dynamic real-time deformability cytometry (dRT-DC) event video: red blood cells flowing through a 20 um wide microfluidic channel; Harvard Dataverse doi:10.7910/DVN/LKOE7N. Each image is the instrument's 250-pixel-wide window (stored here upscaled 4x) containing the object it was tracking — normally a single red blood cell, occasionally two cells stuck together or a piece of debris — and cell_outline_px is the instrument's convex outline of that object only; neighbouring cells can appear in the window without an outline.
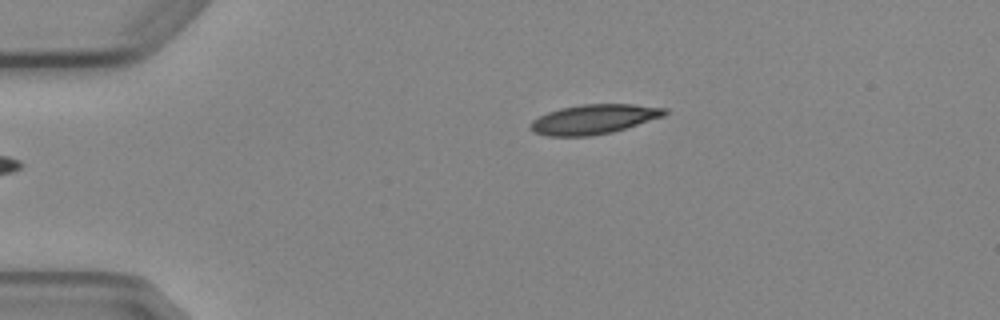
{"species": "Egyptian fruit bat (a non-hibernating species)", "species_latin": "Rousettus aegyptiacus", "temperature_condition": "cold", "stored_images_in_passage": 2, "camera_frame_rate_fps": 3000, "um_per_image_px": 0.085, "animal": {"sex": "female"}, "frame": {"image": 1, "passage_image": 1, "time_ms": 0.0, "image_size_px": [1000, 320], "cell_outline_px": [[668, 112], [664, 116], [612, 132], [592, 136], [548, 136], [532, 132], [528, 128], [528, 124], [532, 120], [548, 112], [560, 108], [580, 104], [632, 104], [668, 108]], "centroid_in_image_um": [50.44, 10.13], "position_along_channel_um": 34.6, "area_um2": 23.29}}